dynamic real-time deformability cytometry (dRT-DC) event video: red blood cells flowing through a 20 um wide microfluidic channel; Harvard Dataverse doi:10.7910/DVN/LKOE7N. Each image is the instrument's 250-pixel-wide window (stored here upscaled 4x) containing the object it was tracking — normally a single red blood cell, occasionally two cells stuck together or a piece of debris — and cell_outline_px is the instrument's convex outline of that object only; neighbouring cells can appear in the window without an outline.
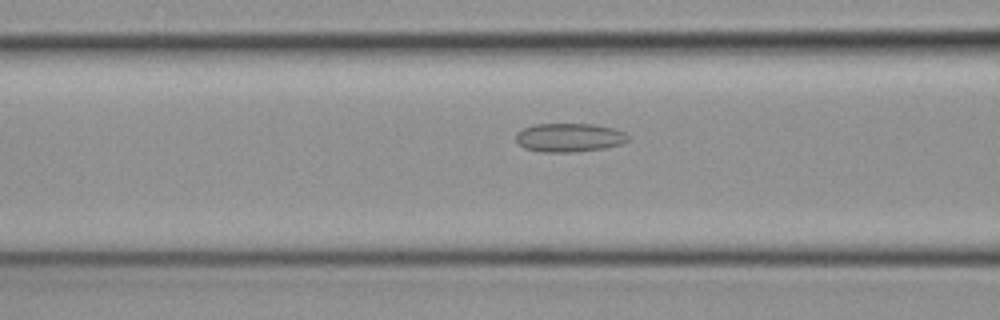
{"species": "common noctule bat (a hibernating species)", "species_latin": "Nyctalus noctula", "temperature_condition": "cold", "stored_images_in_passage": 37, "camera_frame_rate_fps": 3000, "um_per_image_px": 0.085, "animal": {"sex": "female", "body_mass_g": 19.3, "forearm_length_mm": 54.1}, "frame": {"image": 1, "passage_image": 7, "time_ms": 2.0, "image_size_px": [1000, 320], "cell_outline_px": [[632, 136], [628, 140], [620, 144], [604, 148], [572, 152], [544, 152], [524, 148], [516, 140], [516, 132], [524, 128], [536, 124], [596, 124], [612, 128], [624, 132]], "centroid_in_image_um": [48.4, 11.69], "position_along_channel_um": 118.2, "area_um2": 18.73}}
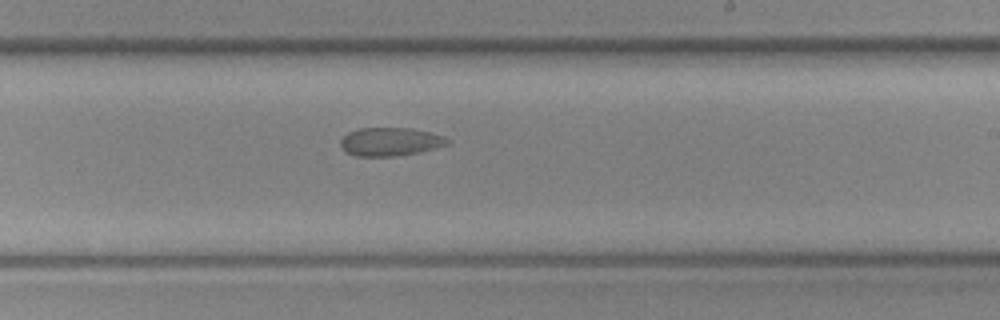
{"frame": {"image": 2, "passage_image": 17, "time_ms": 5.333, "image_size_px": [1000, 320], "cell_outline_px": [[452, 140], [448, 144], [436, 148], [420, 152], [396, 156], [356, 156], [344, 152], [340, 144], [340, 140], [348, 132], [360, 128], [412, 128], [432, 132], [444, 136]], "centroid_in_image_um": [33.19, 12.04], "position_along_channel_um": 255.8, "area_um2": 17.92}}
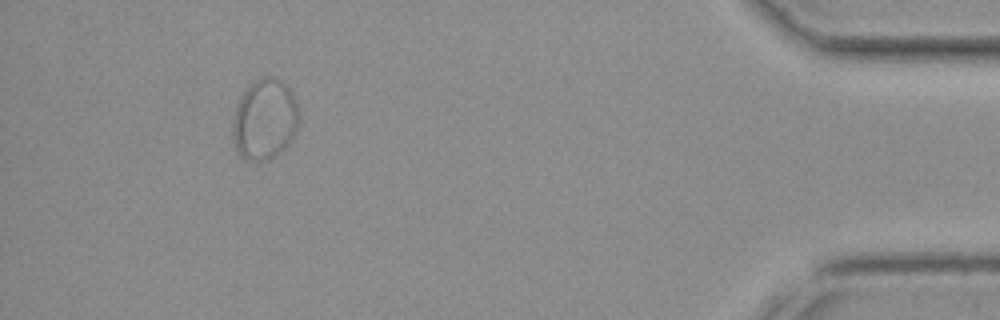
{"frame": {"image": 3, "passage_image": 33, "time_ms": 10.667, "image_size_px": [1000, 320], "cell_outline_px": [[300, 116], [296, 132], [292, 140], [276, 156], [268, 160], [244, 160], [236, 148], [232, 136], [232, 120], [236, 104], [244, 88], [252, 80], [264, 76], [272, 76], [280, 80], [296, 96]], "centroid_in_image_um": [22.5, 10.12], "position_along_channel_um": 412.7, "area_um2": 31.96}}